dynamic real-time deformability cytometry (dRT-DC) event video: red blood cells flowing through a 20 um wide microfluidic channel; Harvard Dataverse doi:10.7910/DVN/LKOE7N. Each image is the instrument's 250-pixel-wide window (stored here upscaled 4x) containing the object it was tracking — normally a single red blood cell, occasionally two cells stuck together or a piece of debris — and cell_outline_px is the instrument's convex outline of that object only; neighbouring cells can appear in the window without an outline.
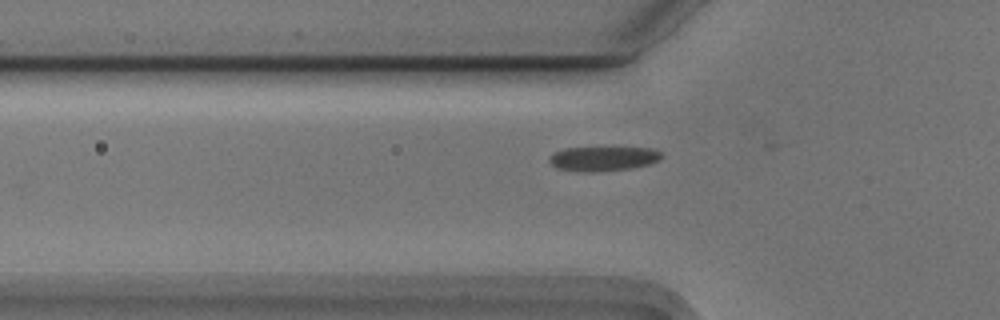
{"species": "Egyptian fruit bat (a non-hibernating species)", "species_latin": "Rousettus aegyptiacus", "temperature_condition": "cold", "stored_images_in_passage": 26, "camera_frame_rate_fps": 3000, "um_per_image_px": 0.085, "animal": {"sex": "male"}, "frame": {"image": 1, "passage_image": 5, "time_ms": 1.333, "image_size_px": [1000, 320], "cell_outline_px": [[664, 156], [660, 160], [648, 164], [632, 168], [596, 172], [576, 172], [556, 168], [548, 160], [548, 156], [552, 152], [564, 148], [656, 148]], "centroid_in_image_um": [51.24, 13.49], "position_along_channel_um": 74.6, "area_um2": 16.3}}
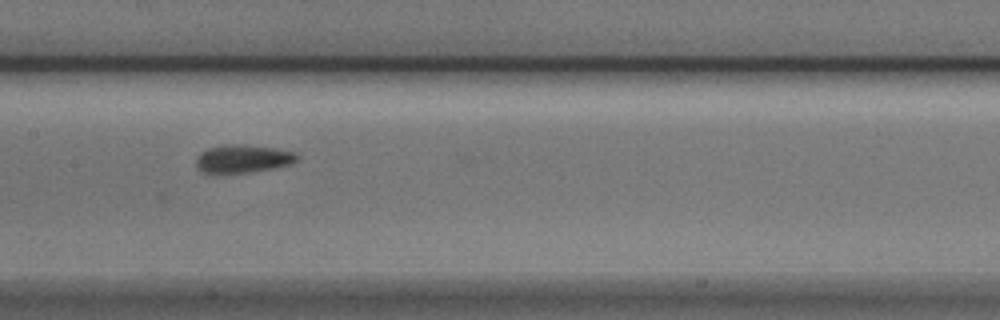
{"frame": {"image": 2, "passage_image": 14, "time_ms": 4.333, "image_size_px": [1000, 320], "cell_outline_px": [[300, 156], [292, 164], [252, 172], [216, 176], [212, 176], [200, 172], [196, 168], [196, 156], [200, 152], [208, 148], [224, 144], [236, 144], [276, 148], [296, 152]], "centroid_in_image_um": [20.56, 13.54], "position_along_channel_um": 186.8, "area_um2": 17.34}}
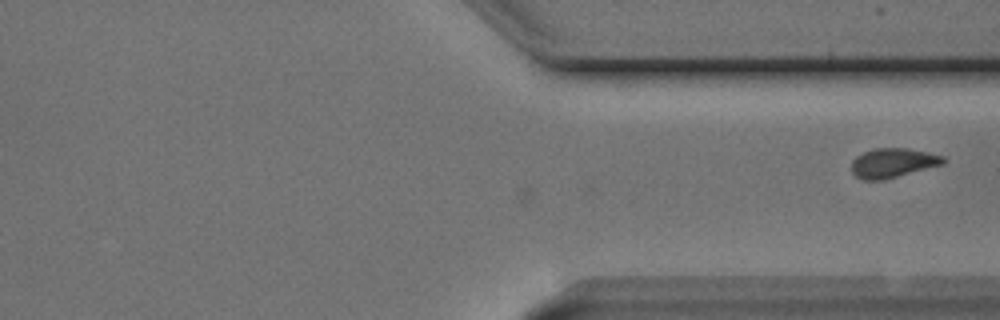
{"frame": {"image": 3, "passage_image": 26, "time_ms": 8.333, "image_size_px": [1000, 320], "cell_outline_px": [[948, 160], [944, 164], [880, 180], [864, 180], [856, 176], [852, 172], [852, 160], [856, 156], [872, 148], [908, 148], [928, 152], [944, 156]], "centroid_in_image_um": [75.91, 13.82], "position_along_channel_um": 335.5, "area_um2": 15.66}}